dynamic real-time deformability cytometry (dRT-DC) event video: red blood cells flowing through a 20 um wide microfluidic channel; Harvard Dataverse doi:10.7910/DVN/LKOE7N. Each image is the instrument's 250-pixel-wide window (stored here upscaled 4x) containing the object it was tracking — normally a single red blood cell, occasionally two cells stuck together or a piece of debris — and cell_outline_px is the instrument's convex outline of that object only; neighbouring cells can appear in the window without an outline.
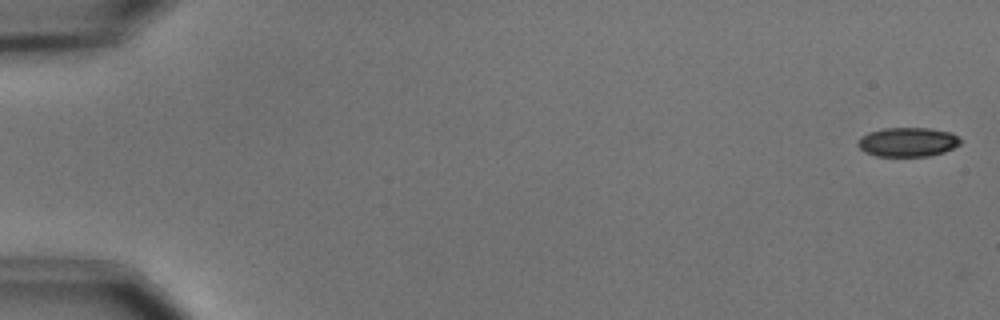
{"species": "common noctule bat (a hibernating species)", "species_latin": "Nyctalus noctula", "temperature_condition": "cold", "stored_images_in_passage": 10, "camera_frame_rate_fps": 3000, "um_per_image_px": 0.085, "animal": {"sex": "male", "body_mass_g": 15.6}, "frame": {"image": 1, "passage_image": 1, "time_ms": 0.0, "image_size_px": [1000, 320], "cell_outline_px": [[960, 144], [944, 152], [928, 156], [876, 156], [864, 152], [856, 144], [860, 136], [868, 132], [884, 128], [928, 128], [952, 132], [960, 140]], "centroid_in_image_um": [77.11, 12.07], "position_along_channel_um": 7.9, "area_um2": 17.51}}
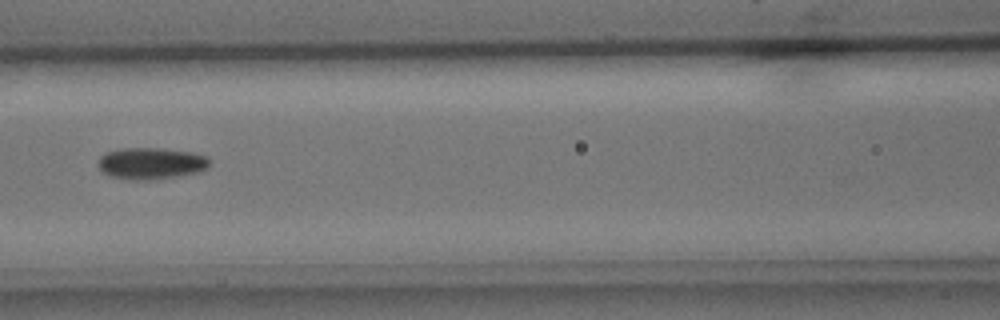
{"frame": {"image": 2, "passage_image": 7, "time_ms": 8.0, "image_size_px": [1000, 320], "cell_outline_px": [[208, 168], [200, 172], [180, 176], [156, 180], [128, 180], [112, 176], [104, 172], [96, 164], [100, 156], [108, 152], [120, 148], [160, 148], [192, 152], [208, 156]], "centroid_in_image_um": [12.85, 13.89], "position_along_channel_um": 153.7, "area_um2": 20.81}}
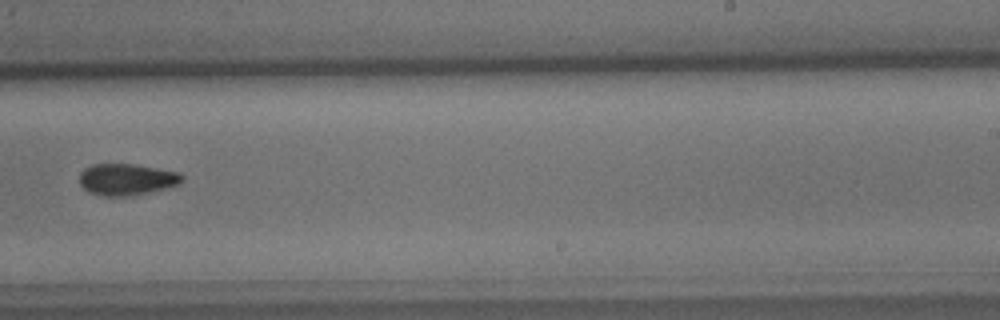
{"frame": {"image": 3, "passage_image": 10, "time_ms": 11.333, "image_size_px": [1000, 320], "cell_outline_px": [[184, 180], [180, 184], [172, 188], [132, 196], [100, 196], [88, 192], [80, 184], [80, 172], [84, 168], [92, 164], [136, 164], [180, 172], [184, 176]], "centroid_in_image_um": [10.83, 15.26], "position_along_channel_um": 278.2, "area_um2": 19.42}}